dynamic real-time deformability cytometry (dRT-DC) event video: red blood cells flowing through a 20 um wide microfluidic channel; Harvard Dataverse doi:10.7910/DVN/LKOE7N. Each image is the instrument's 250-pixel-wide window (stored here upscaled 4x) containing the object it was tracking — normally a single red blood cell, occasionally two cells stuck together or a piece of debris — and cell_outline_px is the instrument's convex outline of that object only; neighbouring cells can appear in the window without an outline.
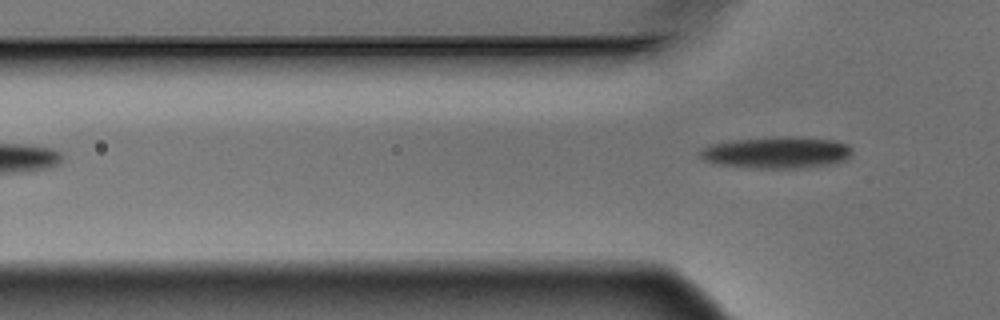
{"species": "Egyptian fruit bat (a non-hibernating species)", "species_latin": "Rousettus aegyptiacus", "temperature_condition": "warm", "stored_images_in_passage": 4, "camera_frame_rate_fps": 3000, "um_per_image_px": 0.085, "animal": {"sex": "male"}, "frame": {"image": 1, "passage_image": 4, "time_ms": 1.0, "image_size_px": [1000, 320], "cell_outline_px": [[852, 156], [836, 164], [796, 168], [756, 168], [720, 164], [704, 160], [700, 156], [700, 152], [704, 148], [716, 144], [740, 140], [780, 136], [788, 136], [836, 140], [848, 144], [852, 148]], "centroid_in_image_um": [66.15, 12.97], "position_along_channel_um": 59.6, "area_um2": 27.74}}